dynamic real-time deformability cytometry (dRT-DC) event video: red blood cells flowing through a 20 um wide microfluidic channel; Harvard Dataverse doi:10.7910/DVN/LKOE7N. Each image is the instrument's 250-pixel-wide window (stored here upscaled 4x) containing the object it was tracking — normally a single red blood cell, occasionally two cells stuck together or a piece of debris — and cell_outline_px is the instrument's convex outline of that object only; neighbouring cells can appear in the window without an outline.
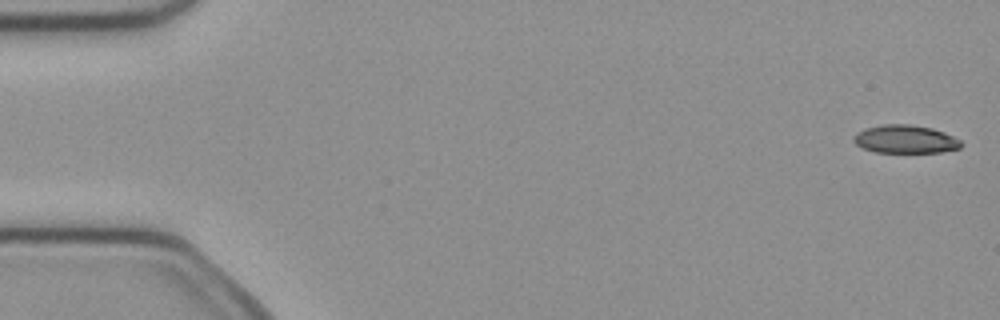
{"species": "common noctule bat (a hibernating species)", "species_latin": "Nyctalus noctula", "temperature_condition": "cold", "stored_images_in_passage": 47, "camera_frame_rate_fps": 3000, "um_per_image_px": 0.085, "animal": {"sex": "female", "body_mass_g": 21.9}, "frame": {"image": 1, "passage_image": 1, "time_ms": 0.0, "image_size_px": [1000, 320], "cell_outline_px": [[964, 144], [960, 148], [940, 152], [876, 152], [864, 148], [856, 144], [852, 140], [852, 136], [856, 132], [864, 128], [884, 124], [908, 124], [932, 128], [944, 132], [960, 140]], "centroid_in_image_um": [76.93, 11.82], "position_along_channel_um": 8.1, "area_um2": 17.69}}
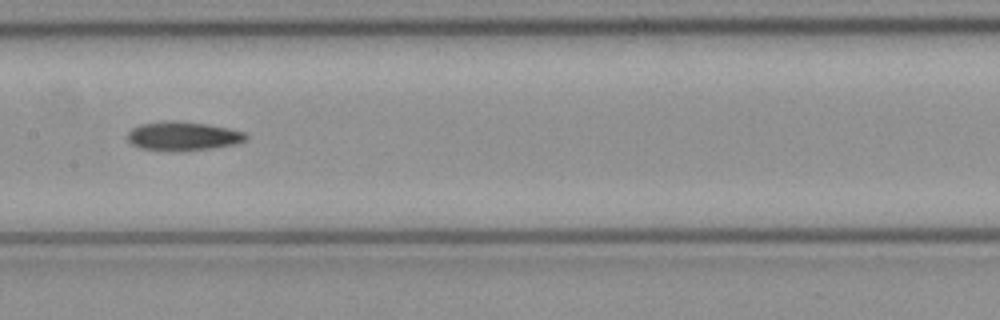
{"frame": {"image": 2, "passage_image": 25, "time_ms": 8.0, "image_size_px": [1000, 320], "cell_outline_px": [[248, 140], [236, 144], [212, 148], [184, 152], [140, 148], [132, 144], [128, 140], [128, 132], [132, 128], [140, 124], [164, 120], [176, 120], [208, 124], [228, 128], [244, 132], [248, 136]], "centroid_in_image_um": [15.57, 11.56], "position_along_channel_um": 191.8, "area_um2": 20.29}}
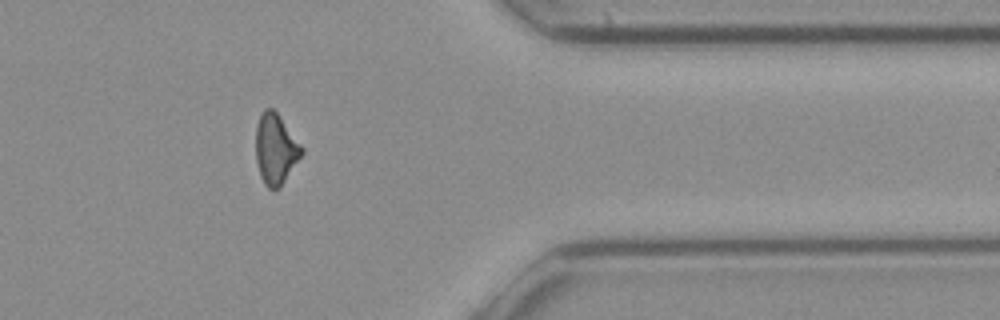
{"frame": {"image": 3, "passage_image": 41, "time_ms": 13.333, "image_size_px": [1000, 320], "cell_outline_px": [[304, 152], [280, 188], [268, 188], [264, 184], [260, 176], [256, 160], [256, 124], [264, 108], [272, 108], [276, 112], [304, 148]], "centroid_in_image_um": [23.42, 12.68], "position_along_channel_um": 388.0, "area_um2": 18.79}}